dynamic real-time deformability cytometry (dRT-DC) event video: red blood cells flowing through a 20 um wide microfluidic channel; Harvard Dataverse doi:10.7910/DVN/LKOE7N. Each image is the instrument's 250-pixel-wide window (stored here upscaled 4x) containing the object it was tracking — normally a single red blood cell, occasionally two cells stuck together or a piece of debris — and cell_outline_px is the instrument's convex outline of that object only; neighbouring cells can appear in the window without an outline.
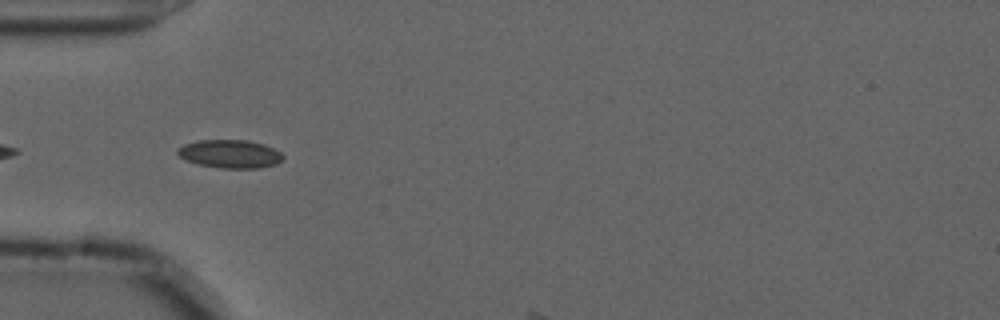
{"species": "common noctule bat (a hibernating species)", "species_latin": "Nyctalus noctula", "temperature_condition": "cold", "stored_images_in_passage": 3, "camera_frame_rate_fps": 3000, "um_per_image_px": 0.085, "animal": {"sex": "male", "forearm_length_mm": 52.5}, "frame": {"image": 1, "passage_image": 1, "time_ms": 0.0, "image_size_px": [1000, 320], "cell_outline_px": [[284, 160], [276, 164], [260, 168], [220, 168], [200, 164], [184, 160], [176, 152], [176, 148], [184, 144], [196, 140], [248, 140], [264, 144], [280, 152], [284, 156]], "centroid_in_image_um": [19.54, 13.08], "position_along_channel_um": 65.5, "area_um2": 17.51}}